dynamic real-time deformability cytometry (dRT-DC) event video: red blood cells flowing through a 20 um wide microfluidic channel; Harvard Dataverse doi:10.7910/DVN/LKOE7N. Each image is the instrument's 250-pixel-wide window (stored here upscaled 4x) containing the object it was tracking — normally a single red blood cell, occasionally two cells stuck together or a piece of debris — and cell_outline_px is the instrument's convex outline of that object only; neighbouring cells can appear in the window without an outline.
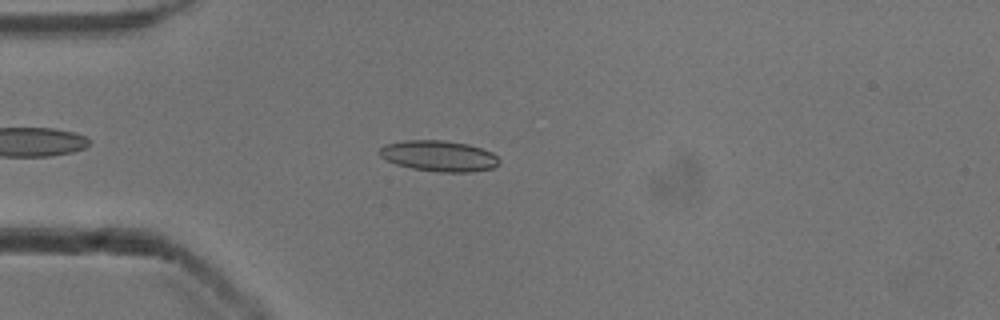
{"species": "common noctule bat (a hibernating species)", "species_latin": "Nyctalus noctula", "temperature_condition": "cold", "stored_images_in_passage": 5, "camera_frame_rate_fps": 3000, "um_per_image_px": 0.085, "animal": {"sex": "male", "body_mass_g": 13.3}, "frame": {"image": 1, "passage_image": 5, "time_ms": 1.333, "image_size_px": [1000, 320], "cell_outline_px": [[500, 164], [492, 168], [472, 172], [440, 172], [412, 168], [396, 164], [380, 156], [376, 152], [384, 144], [404, 140], [444, 140], [468, 144], [492, 152], [500, 160]], "centroid_in_image_um": [37.3, 13.25], "position_along_channel_um": 47.7, "area_um2": 21.62}}